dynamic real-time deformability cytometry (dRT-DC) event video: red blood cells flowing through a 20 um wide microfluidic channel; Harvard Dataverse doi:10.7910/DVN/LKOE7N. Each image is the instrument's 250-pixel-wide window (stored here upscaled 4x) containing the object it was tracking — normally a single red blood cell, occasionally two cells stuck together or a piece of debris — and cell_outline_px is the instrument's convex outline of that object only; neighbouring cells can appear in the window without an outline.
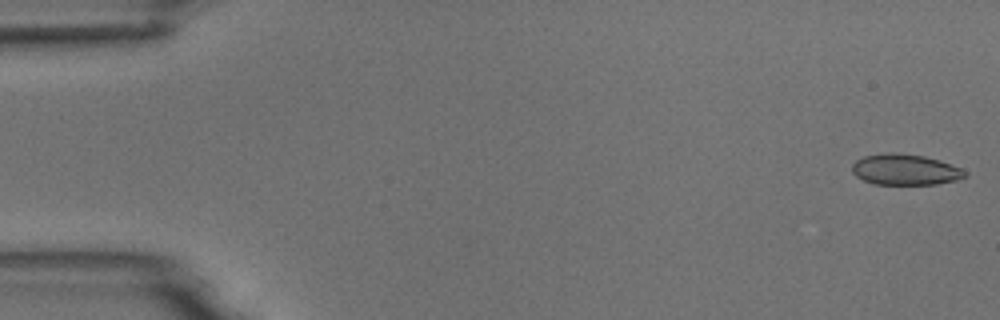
{"species": "common noctule bat (a hibernating species)", "species_latin": "Nyctalus noctula", "temperature_condition": "room temperature", "stored_images_in_passage": 15, "camera_frame_rate_fps": 3000, "um_per_image_px": 0.085, "animal": {"sex": "male", "body_mass_g": 18.8}, "frame": {"image": 1, "passage_image": 1, "time_ms": 0.0, "image_size_px": [1000, 320], "cell_outline_px": [[968, 176], [956, 180], [936, 184], [876, 184], [864, 180], [856, 176], [852, 172], [852, 164], [856, 160], [864, 156], [888, 152], [896, 152], [924, 156], [940, 160], [960, 168], [968, 172]], "centroid_in_image_um": [76.95, 14.41], "position_along_channel_um": 8.1, "area_um2": 20.35}}
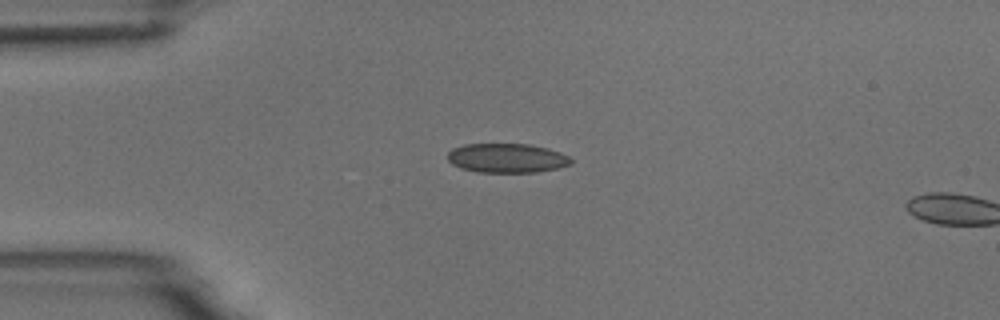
{"frame": {"image": 2, "passage_image": 13, "time_ms": 4.0, "image_size_px": [1000, 320], "cell_outline_px": [[572, 164], [556, 168], [536, 172], [476, 172], [460, 168], [452, 164], [448, 160], [448, 152], [452, 148], [464, 144], [528, 144], [548, 148], [560, 152], [568, 156], [572, 160]], "centroid_in_image_um": [43.06, 13.43], "position_along_channel_um": 41.9, "area_um2": 21.1}}